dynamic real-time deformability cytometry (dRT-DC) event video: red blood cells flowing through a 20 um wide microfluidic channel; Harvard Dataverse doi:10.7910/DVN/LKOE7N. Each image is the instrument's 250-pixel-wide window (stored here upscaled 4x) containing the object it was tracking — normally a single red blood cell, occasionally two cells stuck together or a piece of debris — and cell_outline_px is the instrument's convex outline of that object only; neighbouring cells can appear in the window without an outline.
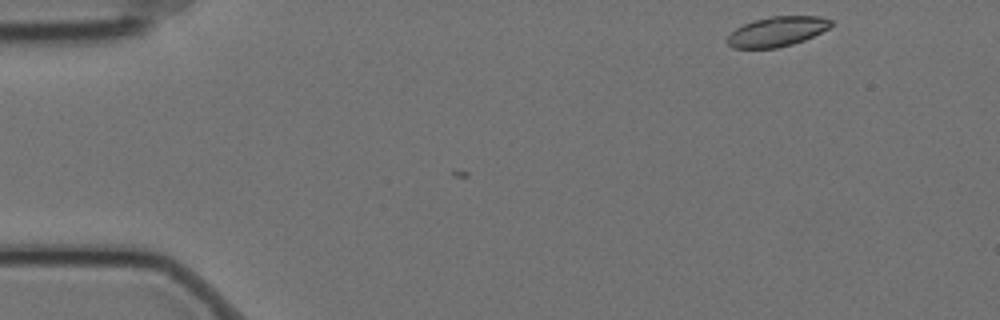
{"species": "Egyptian fruit bat (a non-hibernating species)", "species_latin": "Rousettus aegyptiacus", "temperature_condition": "cold", "stored_images_in_passage": 3, "camera_frame_rate_fps": 3000, "um_per_image_px": 0.085, "animal": {"sex": "female"}, "frame": {"image": 1, "passage_image": 1, "time_ms": 0.0, "image_size_px": [1000, 320], "cell_outline_px": [[832, 24], [828, 28], [804, 40], [792, 44], [776, 48], [732, 48], [724, 40], [736, 28], [744, 24], [756, 20], [772, 16], [820, 16], [832, 20]], "centroid_in_image_um": [66.02, 2.68], "position_along_channel_um": 19.0, "area_um2": 17.86}}